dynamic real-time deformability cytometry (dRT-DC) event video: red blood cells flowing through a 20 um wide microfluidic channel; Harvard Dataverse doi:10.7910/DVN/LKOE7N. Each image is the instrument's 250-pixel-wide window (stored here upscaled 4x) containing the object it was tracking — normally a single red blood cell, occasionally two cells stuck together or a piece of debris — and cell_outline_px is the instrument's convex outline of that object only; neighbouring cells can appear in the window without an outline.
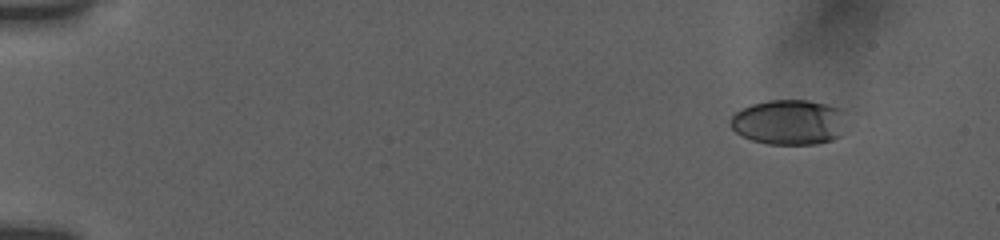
{"species": "human", "species_latin": "Homo sapiens", "temperature_condition": "room temperature", "stored_images_in_passage": 14, "camera_frame_rate_fps": 3000, "um_per_image_px": 0.085, "donor": {"sex": "female"}, "frame": {"image": 1, "passage_image": 2, "time_ms": 1.0, "image_size_px": [1000, 240], "cell_outline_px": [[840, 136], [832, 140], [816, 144], [768, 144], [752, 140], [736, 132], [732, 128], [732, 116], [736, 112], [752, 104], [768, 100], [808, 100], [824, 104], [836, 108]], "centroid_in_image_um": [66.94, 10.4], "position_along_channel_um": 18.1, "area_um2": 29.25}}
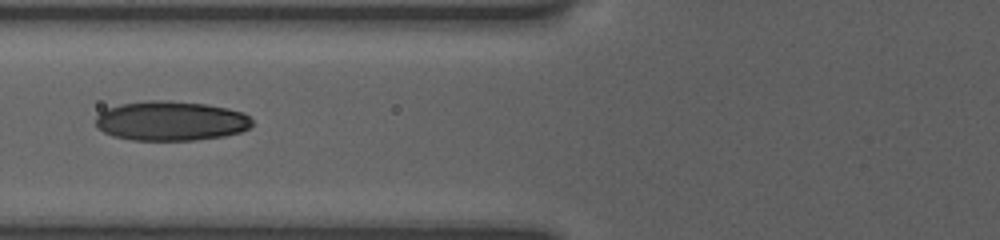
{"frame": {"image": 2, "passage_image": 7, "time_ms": 7.0, "image_size_px": [1000, 240], "cell_outline_px": [[252, 124], [248, 128], [240, 132], [224, 136], [192, 140], [132, 140], [112, 136], [104, 132], [96, 124], [96, 116], [100, 112], [108, 108], [120, 104], [148, 100], [168, 100], [204, 104], [228, 108], [244, 112], [252, 120]], "centroid_in_image_um": [14.52, 10.27], "position_along_channel_um": 111.3, "area_um2": 36.07}}
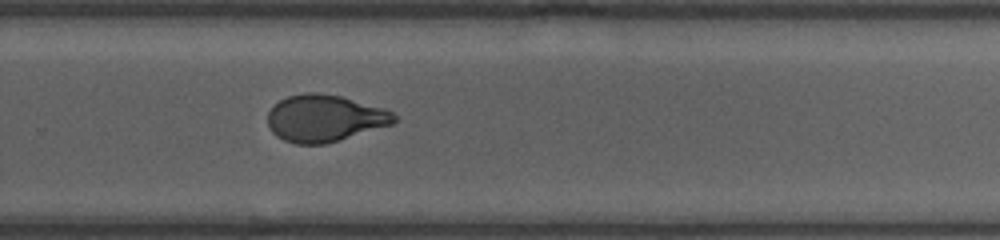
{"frame": {"image": 3, "passage_image": 14, "time_ms": 12.0, "image_size_px": [1000, 240], "cell_outline_px": [[396, 120], [392, 124], [324, 144], [296, 144], [284, 140], [276, 136], [268, 128], [268, 112], [280, 100], [288, 96], [304, 92], [316, 92], [340, 96], [384, 108], [392, 112], [396, 116]], "centroid_in_image_um": [27.56, 10.05], "position_along_channel_um": 302.2, "area_um2": 34.33}}